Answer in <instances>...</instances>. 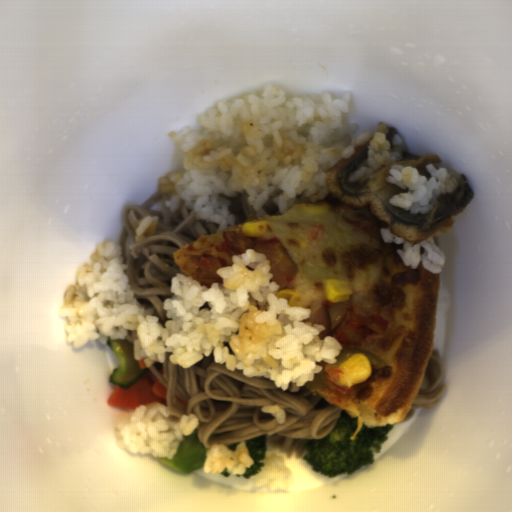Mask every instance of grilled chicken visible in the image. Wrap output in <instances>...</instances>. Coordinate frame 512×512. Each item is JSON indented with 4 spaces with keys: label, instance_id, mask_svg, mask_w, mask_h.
Listing matches in <instances>:
<instances>
[{
    "label": "grilled chicken",
    "instance_id": "obj_1",
    "mask_svg": "<svg viewBox=\"0 0 512 512\" xmlns=\"http://www.w3.org/2000/svg\"><path fill=\"white\" fill-rule=\"evenodd\" d=\"M224 245L233 253L240 254L247 249H255L269 260L270 283H277L278 289L293 281L298 267L285 247L276 238L246 237L238 232L225 231L222 234Z\"/></svg>",
    "mask_w": 512,
    "mask_h": 512
},
{
    "label": "grilled chicken",
    "instance_id": "obj_3",
    "mask_svg": "<svg viewBox=\"0 0 512 512\" xmlns=\"http://www.w3.org/2000/svg\"><path fill=\"white\" fill-rule=\"evenodd\" d=\"M229 267L221 258L216 256H201L198 262V268L195 275L197 282L206 287L212 284H223V278L218 274V269Z\"/></svg>",
    "mask_w": 512,
    "mask_h": 512
},
{
    "label": "grilled chicken",
    "instance_id": "obj_2",
    "mask_svg": "<svg viewBox=\"0 0 512 512\" xmlns=\"http://www.w3.org/2000/svg\"><path fill=\"white\" fill-rule=\"evenodd\" d=\"M389 327L387 318L360 316L349 312L334 336L342 348L360 346L376 334H384Z\"/></svg>",
    "mask_w": 512,
    "mask_h": 512
}]
</instances>
